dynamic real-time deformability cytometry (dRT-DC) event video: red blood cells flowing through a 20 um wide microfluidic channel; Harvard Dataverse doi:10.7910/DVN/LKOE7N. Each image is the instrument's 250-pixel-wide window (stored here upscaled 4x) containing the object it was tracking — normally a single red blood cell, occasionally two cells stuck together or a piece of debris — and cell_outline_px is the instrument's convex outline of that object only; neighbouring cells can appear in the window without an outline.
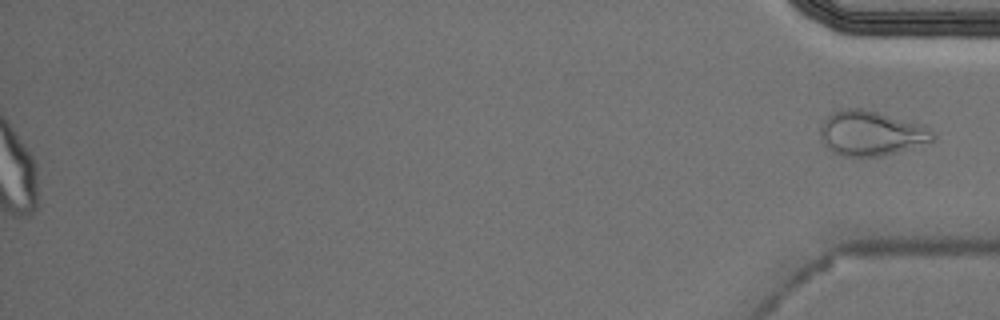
{"species": "Egyptian fruit bat (a non-hibernating species)", "species_latin": "Rousettus aegyptiacus", "temperature_condition": "cold", "stored_images_in_passage": 51, "segment_of_instrument_passage": [2, 2], "camera_frame_rate_fps": 3000, "um_per_image_px": 0.085, "animal": {"sex": "male"}, "frame": {"image": 1, "passage_image": 51, "time_ms": 16.667, "image_size_px": [1000, 320], "cell_outline_px": [[936, 136], [932, 140], [896, 152], [880, 156], [840, 156], [832, 152], [824, 144], [820, 136], [820, 124], [824, 116], [840, 108], [864, 108], [920, 124], [932, 128], [936, 132]], "centroid_in_image_um": [73.98, 11.3], "position_along_channel_um": 361.2, "area_um2": 29.59}}